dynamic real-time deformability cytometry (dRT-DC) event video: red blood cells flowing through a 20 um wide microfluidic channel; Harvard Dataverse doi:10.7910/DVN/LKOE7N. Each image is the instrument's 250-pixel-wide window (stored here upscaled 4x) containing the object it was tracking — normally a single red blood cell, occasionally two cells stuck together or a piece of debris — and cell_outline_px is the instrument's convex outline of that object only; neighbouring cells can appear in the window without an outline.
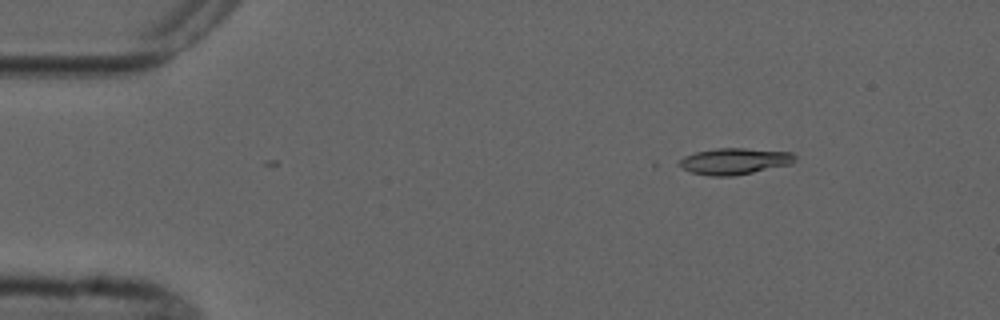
{"species": "common noctule bat (a hibernating species)", "species_latin": "Nyctalus noctula", "temperature_condition": "cold", "stored_images_in_passage": 5, "camera_frame_rate_fps": 3000, "um_per_image_px": 0.085, "animal": {"sex": "male", "forearm_length_mm": 52.5}, "frame": {"image": 1, "passage_image": 3, "time_ms": 2.333, "image_size_px": [1000, 320], "cell_outline_px": [[796, 160], [792, 164], [732, 176], [708, 176], [692, 172], [676, 164], [684, 156], [696, 152], [716, 148], [744, 148], [792, 152], [796, 156]], "centroid_in_image_um": [62.45, 13.7], "position_along_channel_um": 22.6, "area_um2": 17.74}}